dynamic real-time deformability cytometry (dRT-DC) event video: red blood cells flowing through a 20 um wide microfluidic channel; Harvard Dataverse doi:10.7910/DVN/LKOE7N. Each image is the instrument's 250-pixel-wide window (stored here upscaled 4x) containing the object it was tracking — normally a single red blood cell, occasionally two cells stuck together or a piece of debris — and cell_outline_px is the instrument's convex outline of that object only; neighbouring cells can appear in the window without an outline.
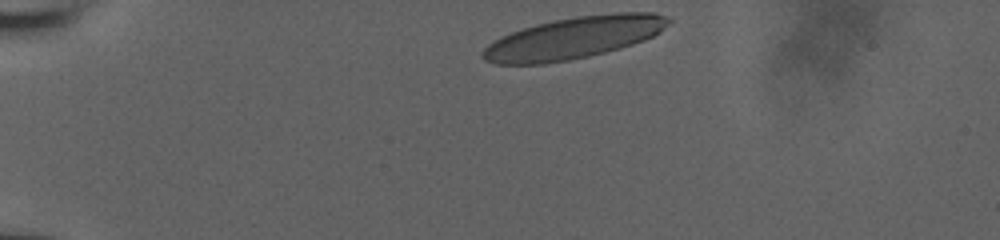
{"species": "human", "species_latin": "Homo sapiens", "temperature_condition": "room temperature", "stored_images_in_passage": 35, "camera_frame_rate_fps": 3000, "um_per_image_px": 0.085, "donor": {"sex": "male"}, "frame": {"image": 1, "passage_image": 1, "time_ms": 0.0, "image_size_px": [1000, 240], "cell_outline_px": [[672, 20], [660, 32], [644, 40], [620, 48], [588, 56], [568, 60], [544, 64], [496, 64], [484, 60], [480, 56], [480, 52], [488, 44], [500, 36], [536, 24], [552, 20], [576, 16], [616, 12], [656, 12], [668, 16]], "centroid_in_image_um": [48.76, 3.2], "position_along_channel_um": 36.2, "area_um2": 45.49}}
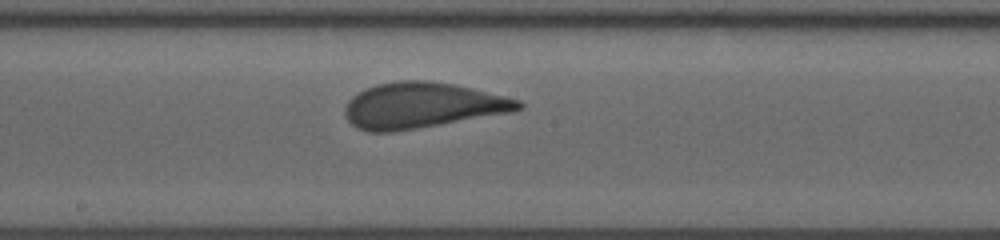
{"frame": {"image": 2, "passage_image": 20, "time_ms": 6.333, "image_size_px": [1000, 240], "cell_outline_px": [[524, 108], [512, 112], [392, 132], [368, 132], [356, 128], [344, 116], [344, 108], [348, 100], [352, 96], [376, 84], [400, 80], [428, 80], [452, 84], [472, 88], [520, 100], [524, 104]], "centroid_in_image_um": [35.86, 8.96], "position_along_channel_um": 212.3, "area_um2": 46.01}}
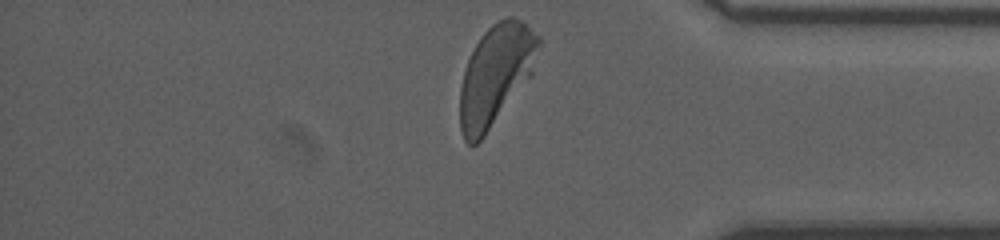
{"frame": {"image": 3, "passage_image": 35, "time_ms": 11.333, "image_size_px": [1000, 240], "cell_outline_px": [[540, 44], [532, 76], [484, 136], [476, 144], [468, 144], [464, 140], [460, 128], [460, 88], [464, 68], [476, 44], [484, 32], [492, 24], [504, 16], [512, 16], [520, 20], [540, 36]], "centroid_in_image_um": [42.14, 6.36], "position_along_channel_um": 393.1, "area_um2": 45.95}, "authors_computed_cell_mechanics": {"area_um2": 45.3152, "velocity_mm_per_s": 3.8936, "shape_relaxation_time_tau1_ms": 2.9722, "shape_relaxation_time_tau2_ms": null, "deformation_change_tau1": 0.1542, "deformation_change_tau2": null}}